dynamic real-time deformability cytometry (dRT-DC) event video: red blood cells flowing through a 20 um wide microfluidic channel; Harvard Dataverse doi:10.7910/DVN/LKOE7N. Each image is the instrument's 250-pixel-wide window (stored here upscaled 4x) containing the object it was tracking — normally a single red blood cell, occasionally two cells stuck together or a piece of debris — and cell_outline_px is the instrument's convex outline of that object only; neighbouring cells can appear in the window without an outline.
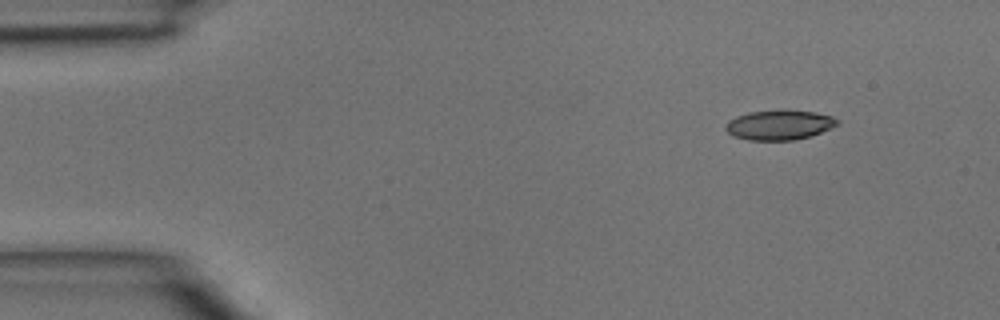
{"species": "common noctule bat (a hibernating species)", "species_latin": "Nyctalus noctula", "temperature_condition": "room temperature", "stored_images_in_passage": 5, "camera_frame_rate_fps": 3000, "um_per_image_px": 0.085, "animal": {"sex": "male", "body_mass_g": 15.6}, "frame": {"image": 1, "passage_image": 5, "time_ms": 1.333, "image_size_px": [1000, 320], "cell_outline_px": [[840, 124], [820, 132], [808, 136], [792, 140], [748, 140], [732, 136], [724, 128], [724, 124], [728, 120], [736, 116], [748, 112], [812, 112], [832, 116], [840, 120]], "centroid_in_image_um": [66.19, 10.65], "position_along_channel_um": 18.8, "area_um2": 18.84}}